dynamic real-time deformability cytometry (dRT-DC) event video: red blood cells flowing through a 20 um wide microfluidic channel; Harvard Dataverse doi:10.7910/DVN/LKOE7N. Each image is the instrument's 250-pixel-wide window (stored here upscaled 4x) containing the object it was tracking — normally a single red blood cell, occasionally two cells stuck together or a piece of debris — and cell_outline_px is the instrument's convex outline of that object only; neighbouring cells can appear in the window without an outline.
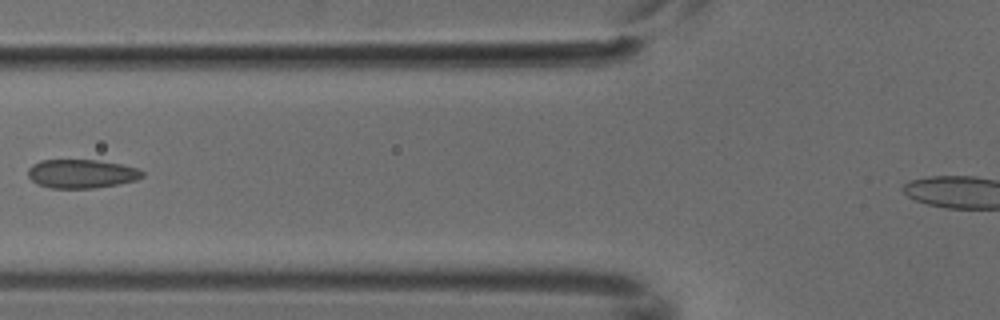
{"species": "common noctule bat (a hibernating species)", "species_latin": "Nyctalus noctula", "temperature_condition": "cold", "stored_images_in_passage": 6, "camera_frame_rate_fps": 3000, "um_per_image_px": 0.085, "animal": {"sex": "male", "body_mass_g": 18.8}, "frame": {"image": 1, "passage_image": 5, "time_ms": 1.333, "image_size_px": [1000, 320], "cell_outline_px": [[144, 176], [136, 180], [116, 184], [92, 188], [52, 188], [40, 184], [32, 180], [28, 176], [28, 168], [32, 164], [40, 160], [96, 160], [120, 164], [140, 168], [144, 172]], "centroid_in_image_um": [6.94, 14.76], "position_along_channel_um": 118.9, "area_um2": 19.07}}
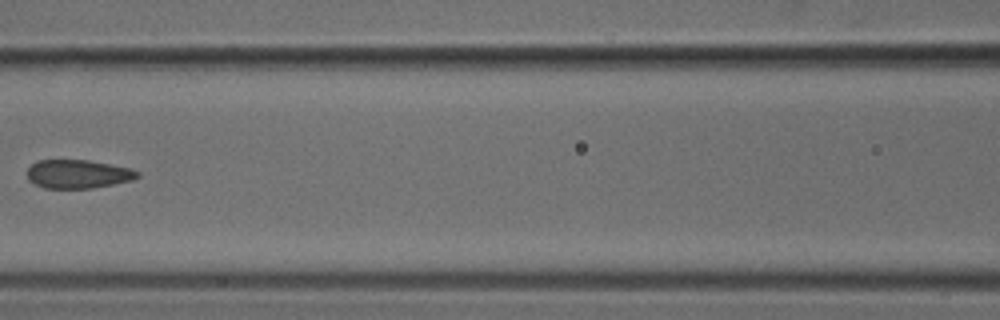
{"frame": {"image": 2, "passage_image": 6, "time_ms": 1.667, "image_size_px": [1000, 320], "cell_outline_px": [[140, 176], [132, 180], [92, 188], [44, 188], [28, 180], [28, 168], [32, 164], [40, 160], [88, 160], [132, 168], [140, 172]], "centroid_in_image_um": [6.66, 14.79], "position_along_channel_um": 159.9, "area_um2": 18.32}}